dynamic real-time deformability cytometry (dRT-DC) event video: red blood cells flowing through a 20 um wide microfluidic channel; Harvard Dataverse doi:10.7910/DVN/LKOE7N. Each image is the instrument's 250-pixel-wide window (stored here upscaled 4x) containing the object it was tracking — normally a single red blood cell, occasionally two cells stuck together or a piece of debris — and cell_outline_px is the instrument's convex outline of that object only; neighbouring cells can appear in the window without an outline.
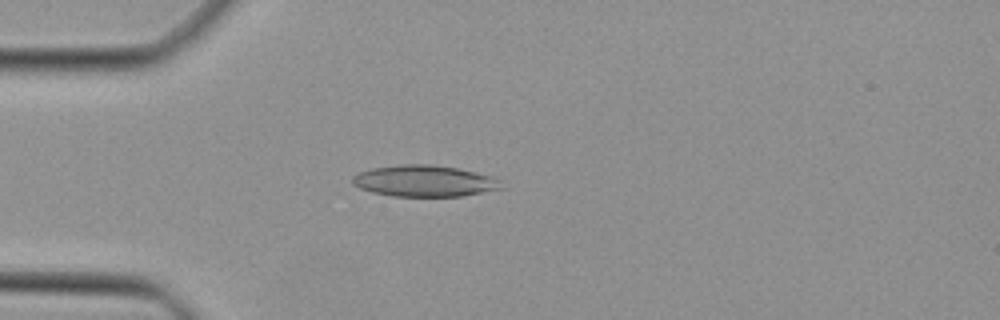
{"species": "Egyptian fruit bat (a non-hibernating species)", "species_latin": "Rousettus aegyptiacus", "temperature_condition": "cold", "stored_images_in_passage": 41, "camera_frame_rate_fps": 3000, "um_per_image_px": 0.085, "animal": {"sex": "female"}, "frame": {"image": 1, "passage_image": 7, "time_ms": 2.0, "image_size_px": [1000, 320], "cell_outline_px": [[504, 188], [460, 196], [392, 196], [372, 192], [360, 188], [352, 184], [352, 176], [360, 172], [372, 168], [400, 164], [432, 164], [456, 168], [492, 176], [500, 180]], "centroid_in_image_um": [36.06, 15.38], "position_along_channel_um": 48.9, "area_um2": 27.17}}
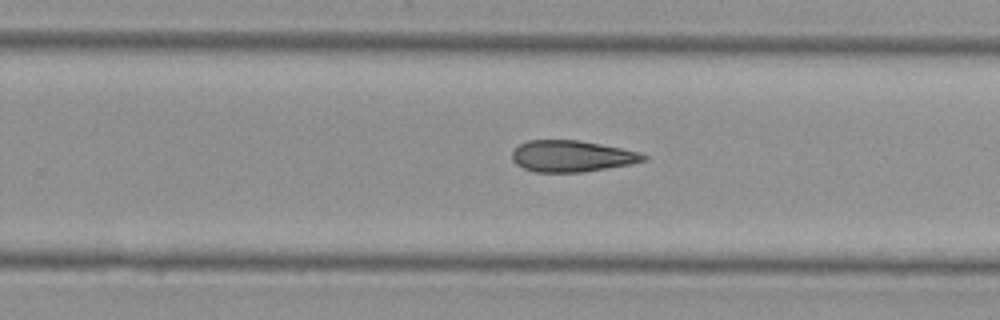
{"frame": {"image": 2, "passage_image": 24, "time_ms": 7.667, "image_size_px": [1000, 320], "cell_outline_px": [[648, 160], [632, 164], [584, 172], [536, 172], [524, 168], [516, 164], [512, 160], [512, 152], [520, 144], [528, 140], [580, 140], [640, 152], [648, 156]], "centroid_in_image_um": [48.63, 13.27], "position_along_channel_um": 281.2, "area_um2": 24.1}}
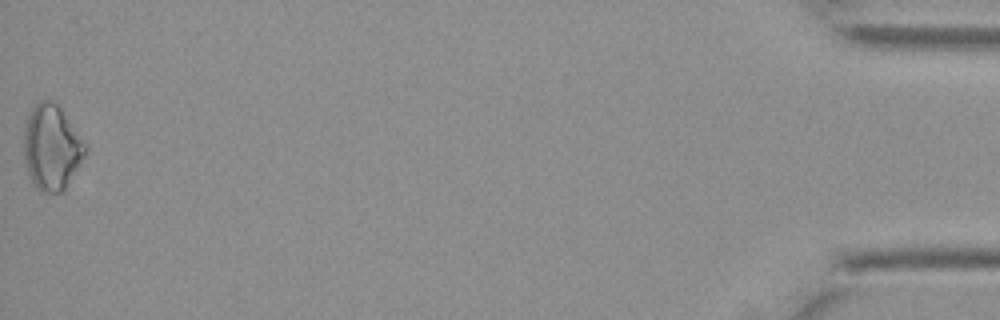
{"frame": {"image": 3, "passage_image": 41, "time_ms": 13.333, "image_size_px": [1000, 320], "cell_outline_px": [[88, 148], [84, 156], [64, 192], [40, 192], [32, 184], [24, 160], [24, 132], [28, 116], [32, 108], [40, 100], [52, 100], [60, 108], [88, 144]], "centroid_in_image_um": [4.4, 12.55], "position_along_channel_um": 430.8, "area_um2": 30.63}}